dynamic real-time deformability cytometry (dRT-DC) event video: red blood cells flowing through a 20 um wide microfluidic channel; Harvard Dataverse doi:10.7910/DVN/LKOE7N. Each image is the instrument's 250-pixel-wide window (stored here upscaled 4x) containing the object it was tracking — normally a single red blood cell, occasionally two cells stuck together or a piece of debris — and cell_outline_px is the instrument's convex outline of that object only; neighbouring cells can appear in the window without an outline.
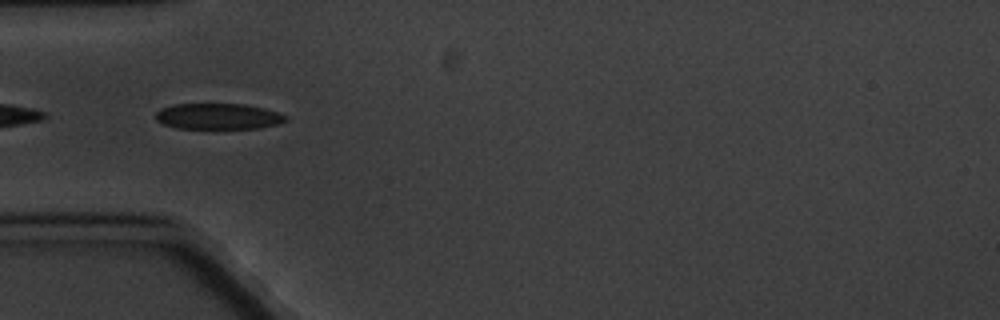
{"species": "common noctule bat (a hibernating species)", "species_latin": "Nyctalus noctula", "temperature_condition": "cold", "stored_images_in_passage": 6, "camera_frame_rate_fps": 3000, "um_per_image_px": 0.085, "animal": {"sex": "male", "body_mass_g": 20.1, "forearm_length_mm": 53.5}, "frame": {"image": 1, "passage_image": 5, "time_ms": 4.667, "image_size_px": [1000, 320], "cell_outline_px": [[288, 120], [276, 124], [260, 128], [176, 128], [164, 124], [156, 120], [156, 112], [160, 108], [172, 104], [244, 104], [264, 108], [288, 116]], "centroid_in_image_um": [18.53, 9.88], "position_along_channel_um": 66.5, "area_um2": 19.59}}